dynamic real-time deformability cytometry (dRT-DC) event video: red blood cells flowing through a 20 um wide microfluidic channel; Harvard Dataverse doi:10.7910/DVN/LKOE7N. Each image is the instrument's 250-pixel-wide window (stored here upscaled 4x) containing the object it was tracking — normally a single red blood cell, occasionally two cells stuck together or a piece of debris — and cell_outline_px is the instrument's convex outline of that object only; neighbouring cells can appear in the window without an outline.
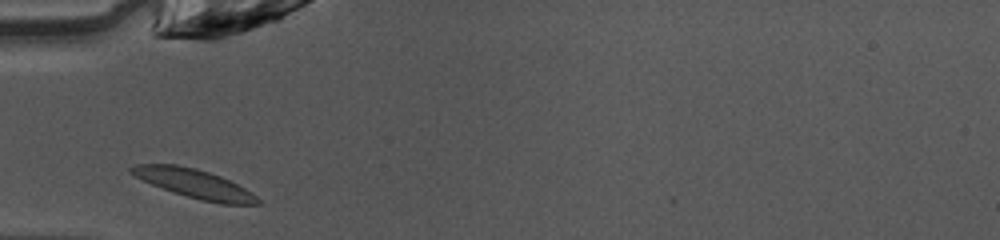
{"species": "common noctule bat (a hibernating species)", "species_latin": "Nyctalus noctula", "temperature_condition": "warm", "stored_images_in_passage": 26, "camera_frame_rate_fps": 3000, "um_per_image_px": 0.085, "animal": {"sex": "female", "body_mass_g": 10.0, "forearm_length_mm": 53.1}, "frame": {"image": 1, "passage_image": 1, "time_ms": 0.0, "image_size_px": [1000, 240], "cell_outline_px": [[260, 204], [220, 204], [200, 200], [172, 192], [152, 184], [128, 172], [128, 168], [136, 164], [176, 164], [196, 168], [220, 176], [252, 192], [260, 200]], "centroid_in_image_um": [16.51, 15.61], "position_along_channel_um": 68.5, "area_um2": 21.15}}
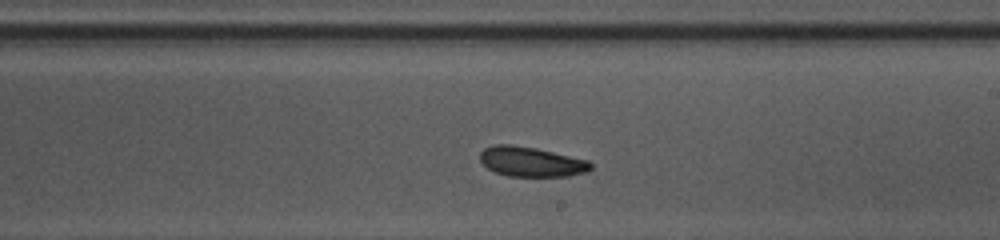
{"frame": {"image": 2, "passage_image": 14, "time_ms": 4.333, "image_size_px": [1000, 240], "cell_outline_px": [[592, 168], [588, 172], [568, 176], [508, 176], [496, 172], [488, 168], [480, 160], [480, 152], [484, 148], [496, 144], [512, 144], [536, 148], [588, 160], [592, 164]], "centroid_in_image_um": [45.17, 13.74], "position_along_channel_um": 243.8, "area_um2": 19.25}}
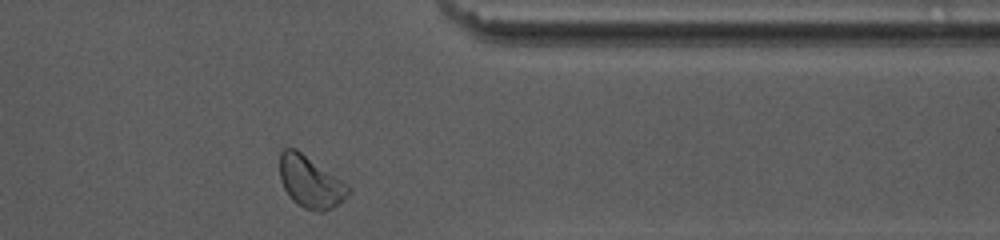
{"frame": {"image": 3, "passage_image": 25, "time_ms": 8.0, "image_size_px": [1000, 240], "cell_outline_px": [[352, 192], [344, 200], [332, 208], [324, 212], [320, 212], [304, 208], [296, 204], [292, 200], [284, 188], [280, 180], [280, 152], [284, 148], [296, 148], [348, 184], [352, 188]], "centroid_in_image_um": [26.41, 15.48], "position_along_channel_um": 385.0, "area_um2": 20.92}, "authors_computed_cell_mechanics": {"area_um2": 19.4208, "velocity_mm_per_s": 4.0466, "shape_relaxation_time_tau1_ms": 3.4928, "shape_relaxation_time_tau2_ms": 3.8162, "deformation_change_tau1": 0.1061, "deformation_change_tau2": 0.112}}